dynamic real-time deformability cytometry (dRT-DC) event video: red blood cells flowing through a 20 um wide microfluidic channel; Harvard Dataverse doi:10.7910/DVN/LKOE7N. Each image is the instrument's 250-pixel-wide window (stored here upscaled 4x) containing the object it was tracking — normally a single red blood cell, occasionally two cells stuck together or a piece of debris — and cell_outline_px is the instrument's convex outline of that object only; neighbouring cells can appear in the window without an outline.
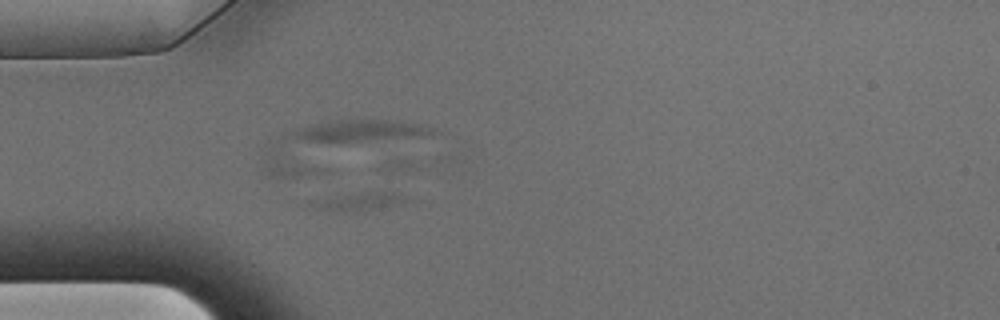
{"species": "Egyptian fruit bat (a non-hibernating species)", "species_latin": "Rousettus aegyptiacus", "temperature_condition": "warm", "stored_images_in_passage": 41, "camera_frame_rate_fps": 3000, "um_per_image_px": 0.085, "animal": {"sex": "male"}, "frame": {"image": 1, "passage_image": 1, "time_ms": 0.0, "image_size_px": [1000, 320], "cell_outline_px": [[408, 200], [404, 204], [376, 208], [344, 212], [328, 212], [304, 208], [304, 204], [308, 200], [380, 188], [392, 188], [400, 192]], "centroid_in_image_um": [30.42, 17.08], "position_along_channel_um": 54.6, "area_um2": 11.62}}
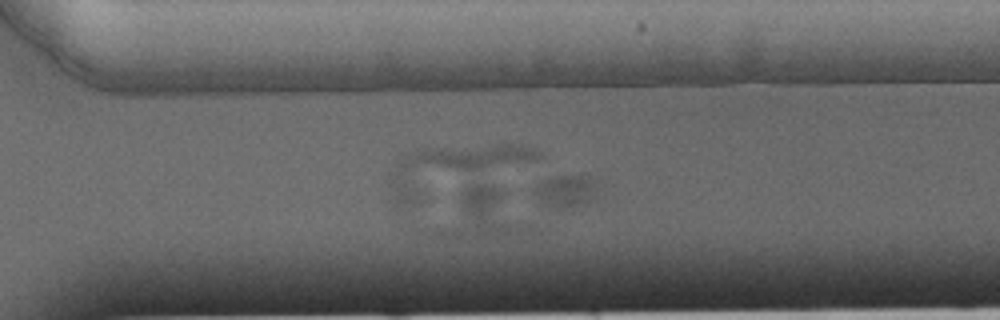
{"frame": {"image": 2, "passage_image": 25, "time_ms": 8.0, "image_size_px": [1000, 320], "cell_outline_px": [[600, 188], [592, 200], [584, 204], [572, 208], [552, 208], [544, 204], [532, 192], [536, 184], [540, 180], [552, 176], [588, 176]], "centroid_in_image_um": [48.09, 16.25], "position_along_channel_um": 322.5, "area_um2": 12.2}}